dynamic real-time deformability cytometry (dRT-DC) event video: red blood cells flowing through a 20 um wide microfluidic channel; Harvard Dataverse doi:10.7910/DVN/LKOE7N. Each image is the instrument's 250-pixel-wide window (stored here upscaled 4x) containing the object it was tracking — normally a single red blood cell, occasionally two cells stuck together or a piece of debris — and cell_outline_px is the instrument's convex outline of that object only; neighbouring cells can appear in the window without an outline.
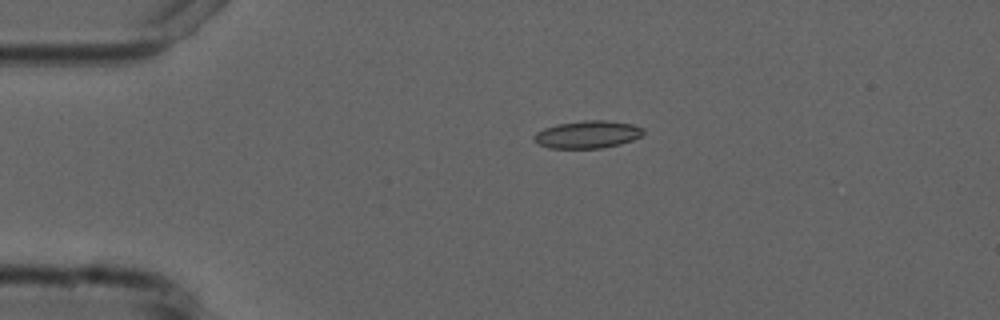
{"species": "common noctule bat (a hibernating species)", "species_latin": "Nyctalus noctula", "temperature_condition": "cold", "stored_images_in_passage": 3, "camera_frame_rate_fps": 3000, "um_per_image_px": 0.085, "animal": {"sex": "male", "forearm_length_mm": 52.5}, "frame": {"image": 1, "passage_image": 1, "time_ms": 0.0, "image_size_px": [1000, 320], "cell_outline_px": [[644, 132], [640, 136], [632, 140], [620, 144], [600, 148], [548, 148], [532, 140], [532, 136], [536, 132], [544, 128], [556, 124], [584, 120], [604, 120], [632, 124], [644, 128]], "centroid_in_image_um": [49.91, 11.42], "position_along_channel_um": 35.1, "area_um2": 17.57}}